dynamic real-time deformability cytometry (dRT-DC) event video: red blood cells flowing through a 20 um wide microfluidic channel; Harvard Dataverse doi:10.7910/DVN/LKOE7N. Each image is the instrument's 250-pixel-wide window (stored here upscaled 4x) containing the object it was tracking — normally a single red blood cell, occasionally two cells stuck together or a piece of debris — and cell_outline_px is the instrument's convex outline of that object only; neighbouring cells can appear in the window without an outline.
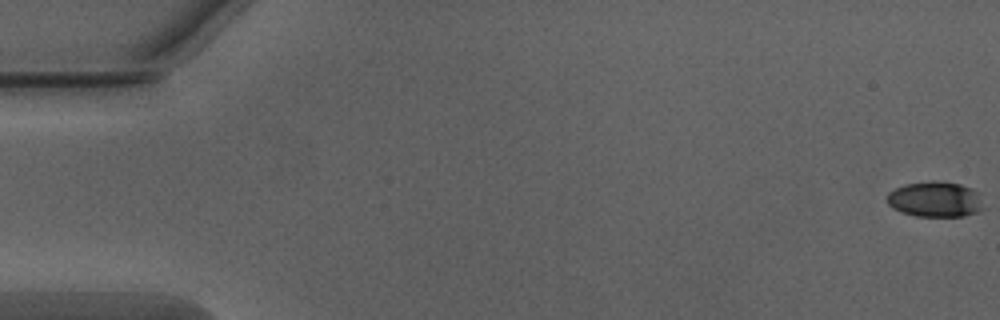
{"species": "Egyptian fruit bat (a non-hibernating species)", "species_latin": "Rousettus aegyptiacus", "temperature_condition": "warm", "stored_images_in_passage": 52, "camera_frame_rate_fps": 3000, "um_per_image_px": 0.085, "animal": {"sex": "male"}, "frame": {"image": 1, "passage_image": 1, "time_ms": 0.0, "image_size_px": [1000, 320], "cell_outline_px": [[980, 212], [964, 216], [916, 216], [892, 208], [888, 204], [888, 192], [904, 184], [932, 180], [936, 180], [960, 184], [972, 188], [976, 192], [980, 208]], "centroid_in_image_um": [79.44, 16.93], "position_along_channel_um": 5.6, "area_um2": 19.65}}
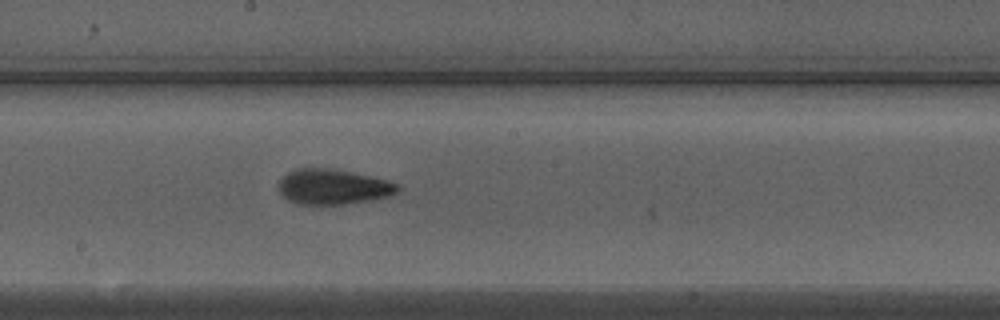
{"frame": {"image": 2, "passage_image": 29, "time_ms": 9.333, "image_size_px": [1000, 320], "cell_outline_px": [[400, 192], [388, 196], [372, 200], [320, 208], [296, 204], [288, 200], [280, 192], [276, 184], [288, 172], [296, 168], [332, 168], [388, 180], [400, 184]], "centroid_in_image_um": [28.29, 15.92], "position_along_channel_um": 219.9, "area_um2": 25.37}}
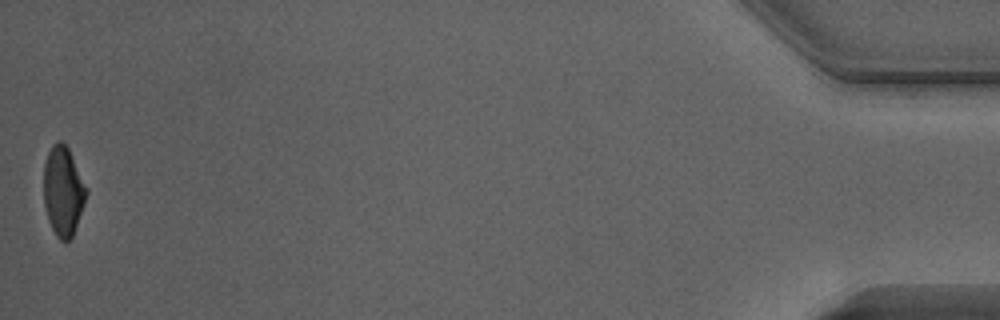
{"frame": {"image": 3, "passage_image": 52, "time_ms": 17.0, "image_size_px": [1000, 320], "cell_outline_px": [[88, 192], [84, 204], [72, 236], [68, 240], [60, 240], [56, 236], [48, 220], [44, 204], [44, 164], [48, 152], [52, 144], [56, 140], [60, 140], [68, 148], [88, 188]], "centroid_in_image_um": [5.36, 16.21], "position_along_channel_um": 429.8, "area_um2": 22.14}, "authors_computed_cell_mechanics": {"area_um2": 23.12, "velocity_mm_per_s": 4.0362, "shape_relaxation_time_tau1_ms": 3.6653, "shape_relaxation_time_tau2_ms": 2.1069, "deformation_change_tau1": 0.1383, "deformation_change_tau2": 0.1034}}